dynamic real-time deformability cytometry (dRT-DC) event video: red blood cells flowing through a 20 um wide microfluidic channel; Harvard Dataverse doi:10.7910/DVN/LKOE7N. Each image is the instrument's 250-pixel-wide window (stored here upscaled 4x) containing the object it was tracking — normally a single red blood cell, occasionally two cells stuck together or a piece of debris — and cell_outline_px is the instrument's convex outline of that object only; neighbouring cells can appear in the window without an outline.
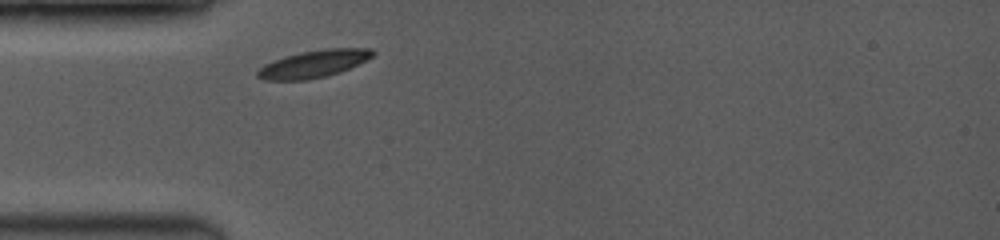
{"species": "common noctule bat (a hibernating species)", "species_latin": "Nyctalus noctula", "temperature_condition": "room temperature", "stored_images_in_passage": 4, "camera_frame_rate_fps": 3500, "um_per_image_px": 0.085, "animal": {"sex": "female", "body_mass_g": 19.0, "forearm_length_mm": 53.3}, "frame": {"image": 1, "passage_image": 1, "time_ms": 0.0, "image_size_px": [1000, 240], "cell_outline_px": [[376, 52], [372, 56], [340, 72], [324, 76], [304, 80], [264, 80], [256, 76], [256, 72], [264, 64], [272, 60], [284, 56], [300, 52], [324, 48], [372, 48]], "centroid_in_image_um": [26.61, 5.41], "position_along_channel_um": 58.4, "area_um2": 18.26}}
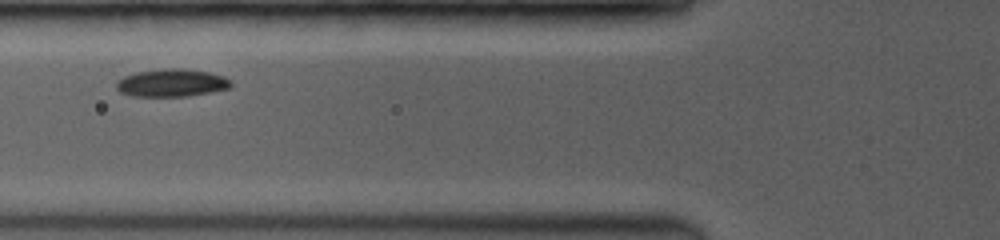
{"frame": {"image": 2, "passage_image": 3, "time_ms": 1.429, "image_size_px": [1000, 240], "cell_outline_px": [[232, 84], [228, 88], [212, 92], [188, 96], [132, 96], [120, 92], [116, 88], [116, 84], [124, 76], [136, 72], [160, 68], [180, 68], [212, 72], [224, 76]], "centroid_in_image_um": [14.59, 7.03], "position_along_channel_um": 111.2, "area_um2": 18.55}}